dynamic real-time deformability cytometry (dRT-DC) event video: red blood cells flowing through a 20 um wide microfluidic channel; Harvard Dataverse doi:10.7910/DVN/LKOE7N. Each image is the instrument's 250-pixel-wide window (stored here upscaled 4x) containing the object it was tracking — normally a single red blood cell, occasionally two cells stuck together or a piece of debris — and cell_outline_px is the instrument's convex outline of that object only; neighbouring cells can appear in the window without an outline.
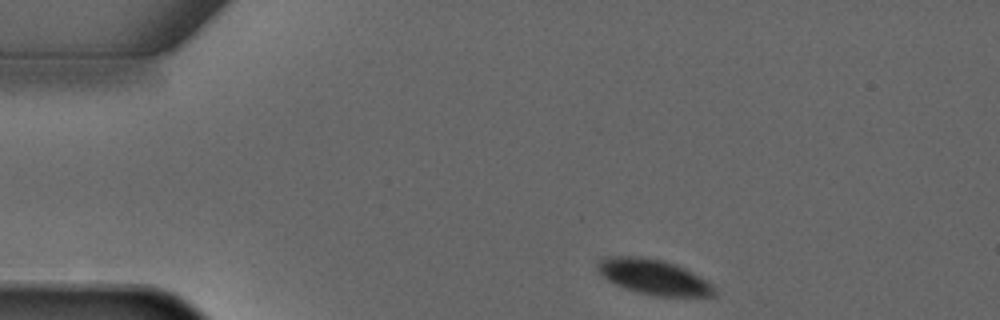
{"species": "common noctule bat (a hibernating species)", "species_latin": "Nyctalus noctula", "temperature_condition": "warm", "stored_images_in_passage": 2, "camera_frame_rate_fps": 3000, "um_per_image_px": 0.085, "animal": {"sex": "male", "forearm_length_mm": 52.5}, "frame": {"image": 1, "passage_image": 1, "time_ms": 0.0, "image_size_px": [1000, 320], "cell_outline_px": [[716, 296], [656, 296], [640, 292], [616, 284], [608, 280], [596, 268], [596, 264], [600, 260], [608, 256], [640, 256], [664, 260], [684, 268], [692, 272], [712, 284]], "centroid_in_image_um": [55.56, 23.52], "position_along_channel_um": 29.4, "area_um2": 23.58}}